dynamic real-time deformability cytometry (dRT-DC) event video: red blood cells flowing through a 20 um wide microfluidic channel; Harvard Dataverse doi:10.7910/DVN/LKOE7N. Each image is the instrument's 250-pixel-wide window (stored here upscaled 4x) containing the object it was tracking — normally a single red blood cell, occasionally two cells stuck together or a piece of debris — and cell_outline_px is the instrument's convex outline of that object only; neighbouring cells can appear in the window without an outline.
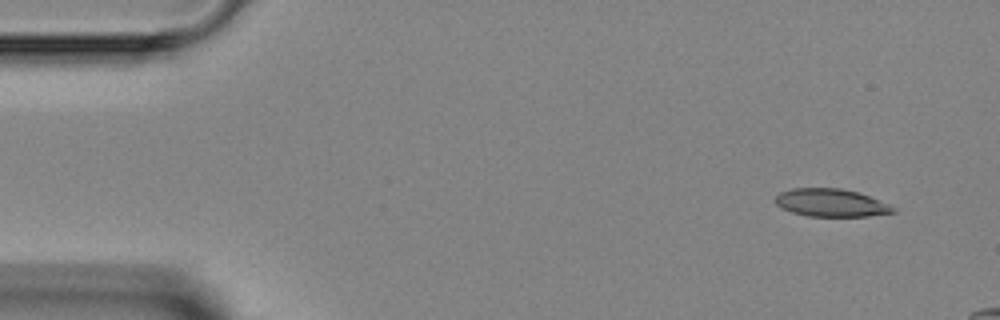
{"species": "Egyptian fruit bat (a non-hibernating species)", "species_latin": "Rousettus aegyptiacus", "temperature_condition": "room temperature", "stored_images_in_passage": 3, "segment_of_instrument_passage": [1, 2], "camera_frame_rate_fps": 3000, "um_per_image_px": 0.085, "animal": {"sex": "female"}, "frame": {"image": 1, "passage_image": 1, "time_ms": 0.0, "image_size_px": [1000, 320], "cell_outline_px": [[896, 212], [868, 216], [808, 216], [792, 212], [780, 208], [776, 204], [776, 196], [780, 192], [792, 188], [840, 188], [856, 192], [868, 196], [888, 204], [896, 208]], "centroid_in_image_um": [70.61, 17.24], "position_along_channel_um": 14.4, "area_um2": 18.96}}